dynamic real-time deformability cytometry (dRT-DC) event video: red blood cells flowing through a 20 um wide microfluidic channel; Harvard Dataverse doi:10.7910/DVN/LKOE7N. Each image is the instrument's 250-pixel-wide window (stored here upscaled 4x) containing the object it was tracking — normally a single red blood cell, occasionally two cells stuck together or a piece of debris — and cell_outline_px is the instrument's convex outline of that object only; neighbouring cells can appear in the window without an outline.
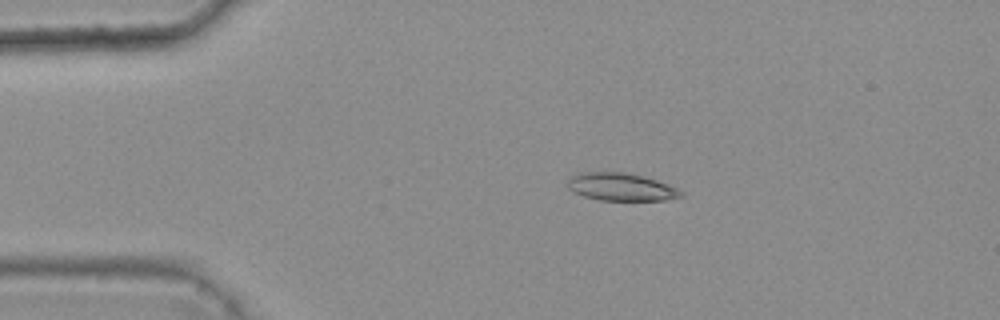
{"species": "common noctule bat (a hibernating species)", "species_latin": "Nyctalus noctula", "temperature_condition": "warm", "stored_images_in_passage": 6, "camera_frame_rate_fps": 3000, "um_per_image_px": 0.085, "animal": {"sex": "female", "body_mass_g": 25.1}, "frame": {"image": 1, "passage_image": 3, "time_ms": 0.667, "image_size_px": [1000, 320], "cell_outline_px": [[684, 196], [664, 200], [600, 200], [584, 196], [572, 192], [568, 188], [568, 176], [580, 172], [624, 172], [644, 176], [668, 184], [684, 192]], "centroid_in_image_um": [52.76, 15.88], "position_along_channel_um": 32.2, "area_um2": 18.44}}
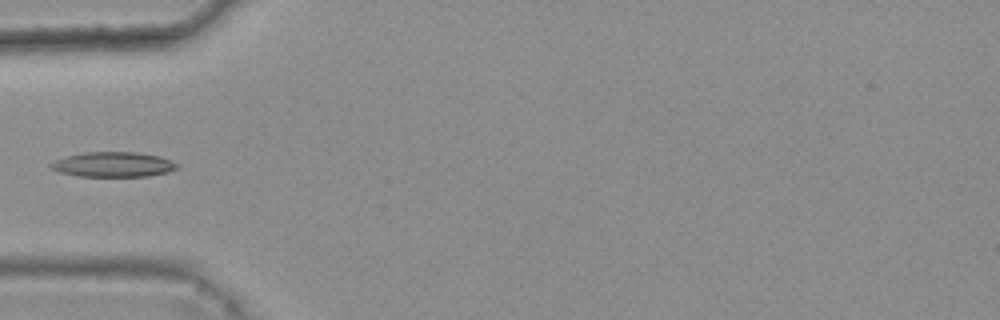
{"frame": {"image": 2, "passage_image": 5, "time_ms": 1.333, "image_size_px": [1000, 320], "cell_outline_px": [[180, 168], [168, 172], [148, 176], [76, 176], [60, 172], [48, 168], [48, 164], [64, 156], [88, 152], [136, 152], [160, 156], [180, 164]], "centroid_in_image_um": [9.63, 13.98], "position_along_channel_um": 75.4, "area_um2": 18.55}}
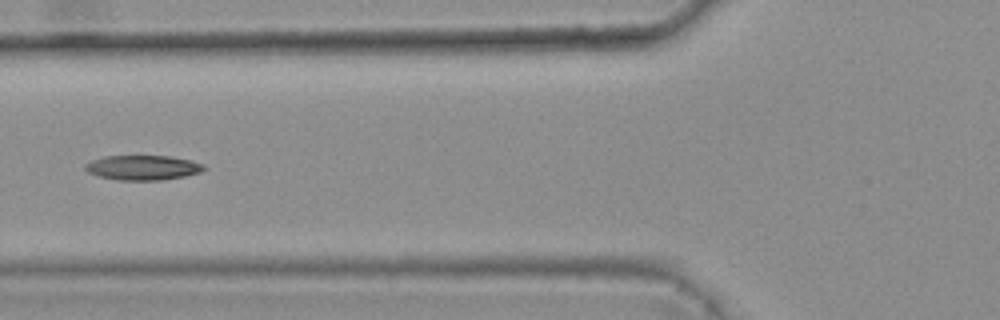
{"frame": {"image": 3, "passage_image": 6, "time_ms": 1.667, "image_size_px": [1000, 320], "cell_outline_px": [[208, 168], [200, 172], [184, 176], [160, 180], [116, 180], [100, 176], [88, 172], [84, 168], [84, 164], [92, 160], [104, 156], [168, 156], [192, 160], [204, 164]], "centroid_in_image_um": [12.16, 14.24], "position_along_channel_um": 113.6, "area_um2": 17.17}}